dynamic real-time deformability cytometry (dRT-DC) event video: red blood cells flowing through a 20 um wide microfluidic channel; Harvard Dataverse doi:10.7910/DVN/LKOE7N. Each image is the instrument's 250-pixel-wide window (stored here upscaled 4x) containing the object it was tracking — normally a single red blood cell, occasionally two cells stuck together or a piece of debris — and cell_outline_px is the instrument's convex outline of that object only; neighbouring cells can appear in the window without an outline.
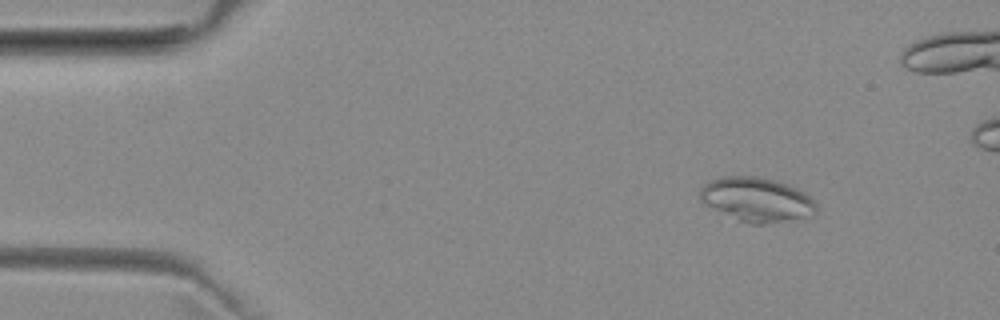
{"species": "common noctule bat (a hibernating species)", "species_latin": "Nyctalus noctula", "temperature_condition": "room temperature", "stored_images_in_passage": 47, "camera_frame_rate_fps": 3000, "um_per_image_px": 0.085, "animal": {"sex": "female", "body_mass_g": 29.2, "forearm_length_mm": 56.3}, "frame": {"image": 1, "passage_image": 7, "time_ms": 2.0, "image_size_px": [1000, 320], "cell_outline_px": [[816, 216], [804, 220], [764, 224], [752, 224], [740, 220], [700, 200], [700, 188], [704, 184], [720, 176], [756, 176], [776, 180], [788, 184], [804, 192], [816, 204]], "centroid_in_image_um": [64.42, 16.97], "position_along_channel_um": 20.6, "area_um2": 30.06}}
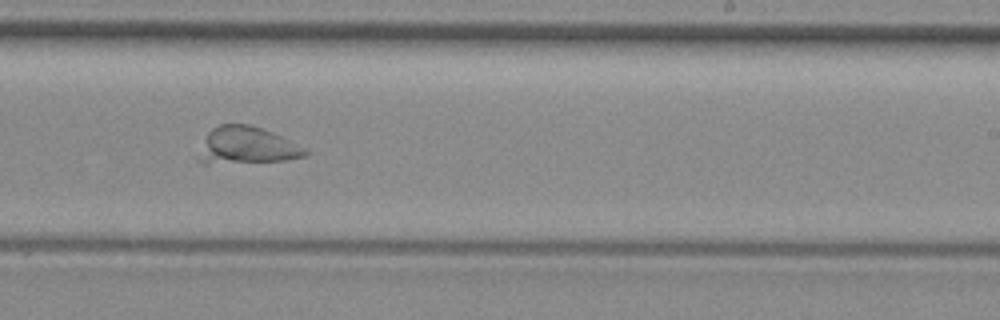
{"frame": {"image": 2, "passage_image": 32, "time_ms": 10.333, "image_size_px": [1000, 320], "cell_outline_px": [[308, 152], [304, 156], [288, 160], [204, 164], [200, 164], [196, 156], [208, 132], [212, 128], [220, 124], [248, 124], [264, 128], [304, 148]], "centroid_in_image_um": [20.9, 12.38], "position_along_channel_um": 268.1, "area_um2": 23.0}}
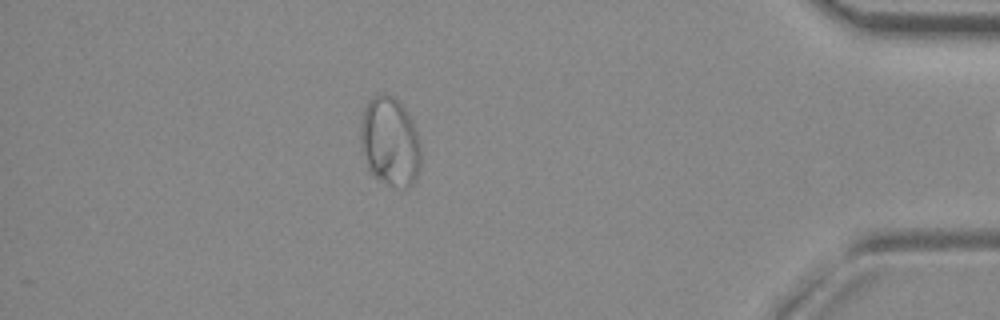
{"frame": {"image": 3, "passage_image": 46, "time_ms": 15.0, "image_size_px": [1000, 320], "cell_outline_px": [[420, 168], [412, 184], [404, 188], [396, 188], [376, 180], [368, 172], [360, 148], [360, 120], [364, 108], [368, 100], [372, 96], [392, 96], [404, 108], [416, 128], [420, 148]], "centroid_in_image_um": [33.1, 12.1], "position_along_channel_um": 402.1, "area_um2": 31.73}}